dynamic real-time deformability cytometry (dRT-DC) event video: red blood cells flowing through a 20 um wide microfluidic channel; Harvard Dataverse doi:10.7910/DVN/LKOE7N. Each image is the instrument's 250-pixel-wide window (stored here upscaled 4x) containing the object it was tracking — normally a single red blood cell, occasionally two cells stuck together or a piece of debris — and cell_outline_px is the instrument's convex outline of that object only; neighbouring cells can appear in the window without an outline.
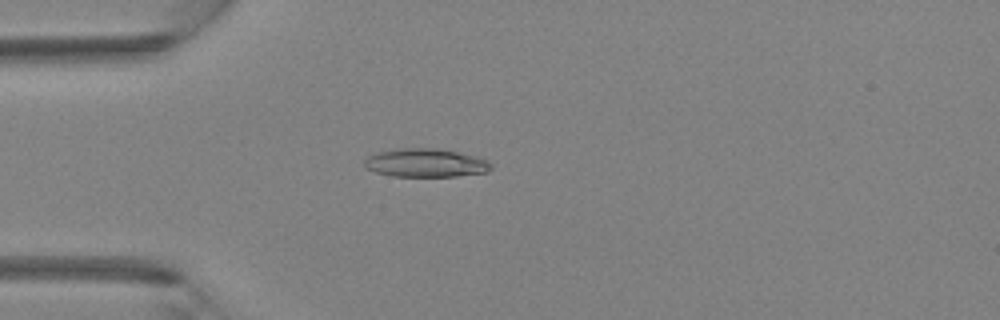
{"species": "Egyptian fruit bat (a non-hibernating species)", "species_latin": "Rousettus aegyptiacus", "temperature_condition": "room temperature", "stored_images_in_passage": 3, "camera_frame_rate_fps": 3000, "um_per_image_px": 0.085, "animal": {"sex": "female"}, "frame": {"image": 1, "passage_image": 3, "time_ms": 0.667, "image_size_px": [1000, 320], "cell_outline_px": [[492, 168], [488, 172], [456, 176], [392, 176], [376, 172], [364, 168], [364, 160], [368, 156], [376, 152], [400, 148], [436, 148], [476, 156], [488, 160], [492, 164]], "centroid_in_image_um": [36.17, 13.84], "position_along_channel_um": 48.8, "area_um2": 21.1}}